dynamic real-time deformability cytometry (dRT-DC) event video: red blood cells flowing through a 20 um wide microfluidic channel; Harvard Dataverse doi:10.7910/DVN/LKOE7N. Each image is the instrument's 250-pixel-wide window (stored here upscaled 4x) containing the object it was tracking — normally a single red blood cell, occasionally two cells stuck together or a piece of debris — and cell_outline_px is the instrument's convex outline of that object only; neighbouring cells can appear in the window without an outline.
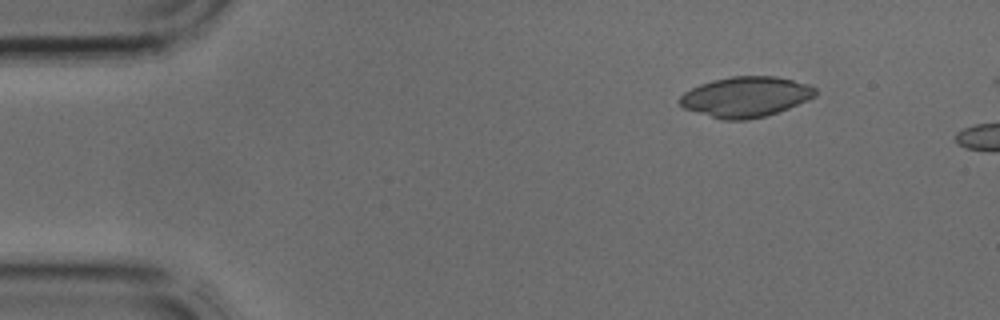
{"species": "common noctule bat (a hibernating species)", "species_latin": "Nyctalus noctula", "temperature_condition": "cold", "stored_images_in_passage": 2, "camera_frame_rate_fps": 3000, "um_per_image_px": 0.085, "animal": {"sex": "male", "body_mass_g": 17.9, "forearm_length_mm": 54.2}, "frame": {"image": 1, "passage_image": 1, "time_ms": 0.0, "image_size_px": [1000, 320], "cell_outline_px": [[816, 96], [808, 100], [788, 108], [764, 116], [748, 120], [720, 120], [684, 108], [680, 104], [680, 96], [684, 92], [700, 84], [712, 80], [732, 76], [776, 76], [808, 84], [816, 88]], "centroid_in_image_um": [63.38, 8.23], "position_along_channel_um": 21.6, "area_um2": 31.85}}